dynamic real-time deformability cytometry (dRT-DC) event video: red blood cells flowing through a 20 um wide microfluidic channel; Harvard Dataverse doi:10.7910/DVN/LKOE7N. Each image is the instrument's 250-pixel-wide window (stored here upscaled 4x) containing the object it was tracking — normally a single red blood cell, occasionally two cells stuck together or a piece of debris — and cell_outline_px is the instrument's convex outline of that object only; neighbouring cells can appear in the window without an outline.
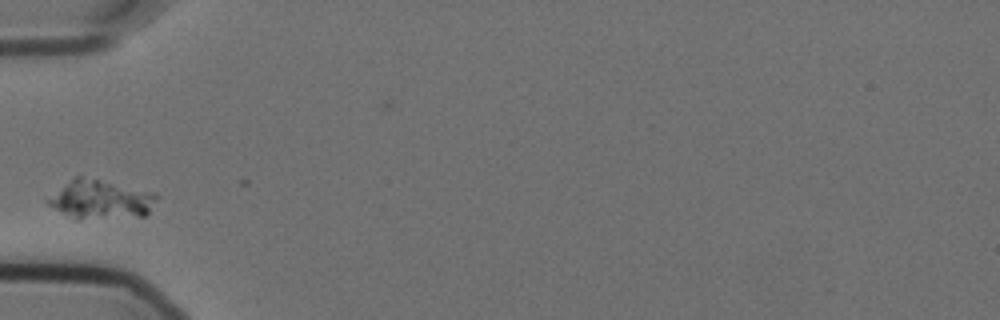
{"species": "Egyptian fruit bat (a non-hibernating species)", "species_latin": "Rousettus aegyptiacus", "temperature_condition": "cold", "stored_images_in_passage": 2, "camera_frame_rate_fps": 3000, "um_per_image_px": 0.085, "animal": {"sex": "female"}, "frame": {"image": 1, "passage_image": 1, "time_ms": 0.0, "image_size_px": [1000, 320], "cell_outline_px": [[160, 196], [148, 212], [144, 216], [80, 220], [76, 220], [48, 204], [44, 200], [76, 176], [80, 176], [156, 192]], "centroid_in_image_um": [8.59, 16.98], "position_along_channel_um": 76.4, "area_um2": 24.57}}